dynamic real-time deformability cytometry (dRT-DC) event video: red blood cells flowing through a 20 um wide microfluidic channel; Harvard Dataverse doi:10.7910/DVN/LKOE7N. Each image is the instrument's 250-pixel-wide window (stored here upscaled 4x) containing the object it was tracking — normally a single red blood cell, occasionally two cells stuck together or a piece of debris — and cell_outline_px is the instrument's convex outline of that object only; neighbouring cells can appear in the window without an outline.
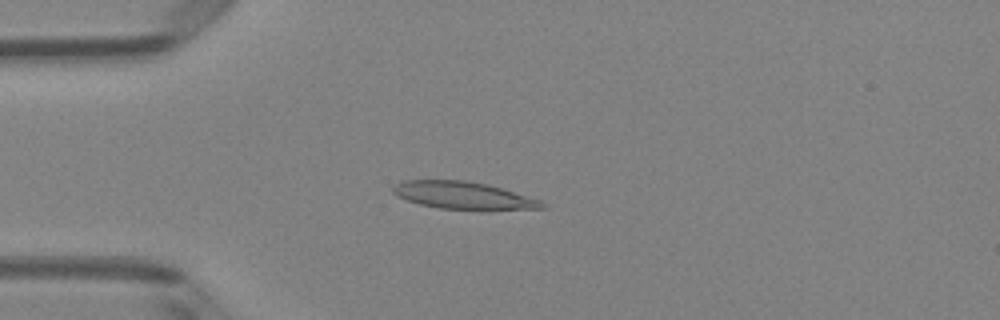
{"species": "Egyptian fruit bat (a non-hibernating species)", "species_latin": "Rousettus aegyptiacus", "temperature_condition": "room temperature", "stored_images_in_passage": 50, "camera_frame_rate_fps": 3000, "um_per_image_px": 0.085, "animal": {"sex": "female"}, "frame": {"image": 1, "passage_image": 13, "time_ms": 4.0, "image_size_px": [1000, 320], "cell_outline_px": [[548, 208], [440, 208], [420, 204], [396, 196], [392, 192], [392, 188], [400, 180], [464, 180], [488, 184], [504, 188], [540, 200], [548, 204]], "centroid_in_image_um": [39.35, 16.57], "position_along_channel_um": 45.7, "area_um2": 23.29}}
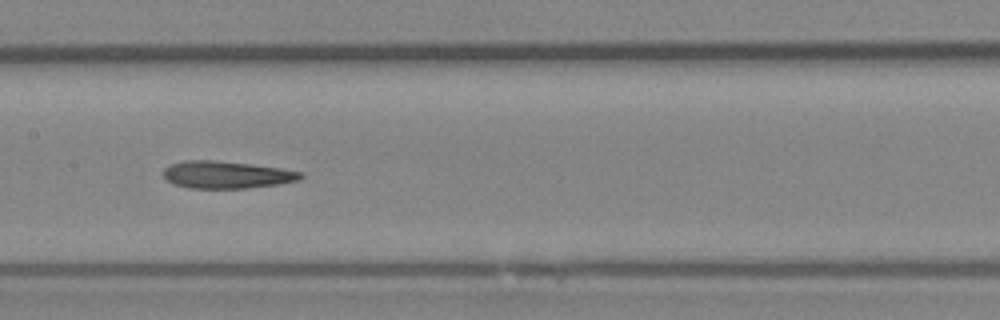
{"frame": {"image": 2, "passage_image": 25, "time_ms": 8.0, "image_size_px": [1000, 320], "cell_outline_px": [[304, 176], [300, 180], [276, 184], [248, 188], [188, 188], [172, 184], [164, 176], [164, 168], [168, 164], [184, 160], [212, 160], [252, 164], [280, 168], [300, 172]], "centroid_in_image_um": [19.21, 14.85], "position_along_channel_um": 188.2, "area_um2": 21.85}}
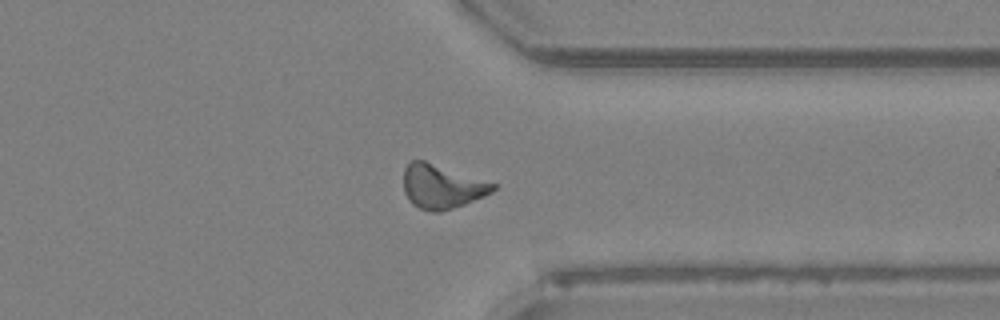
{"frame": {"image": 3, "passage_image": 39, "time_ms": 12.667, "image_size_px": [1000, 320], "cell_outline_px": [[496, 188], [492, 192], [484, 196], [464, 204], [440, 212], [432, 212], [420, 208], [412, 204], [408, 200], [404, 192], [404, 168], [412, 160], [424, 160], [496, 184]], "centroid_in_image_um": [37.52, 15.86], "position_along_channel_um": 373.9, "area_um2": 22.72}, "authors_computed_cell_mechanics": {"area_um2": 22.1952, "velocity_mm_per_s": 4.0189, "shape_relaxation_time_tau1_ms": 10.3212, "shape_relaxation_time_tau2_ms": 4.1258, "deformation_change_tau1": 0.2573, "deformation_change_tau2": 0.1644}}